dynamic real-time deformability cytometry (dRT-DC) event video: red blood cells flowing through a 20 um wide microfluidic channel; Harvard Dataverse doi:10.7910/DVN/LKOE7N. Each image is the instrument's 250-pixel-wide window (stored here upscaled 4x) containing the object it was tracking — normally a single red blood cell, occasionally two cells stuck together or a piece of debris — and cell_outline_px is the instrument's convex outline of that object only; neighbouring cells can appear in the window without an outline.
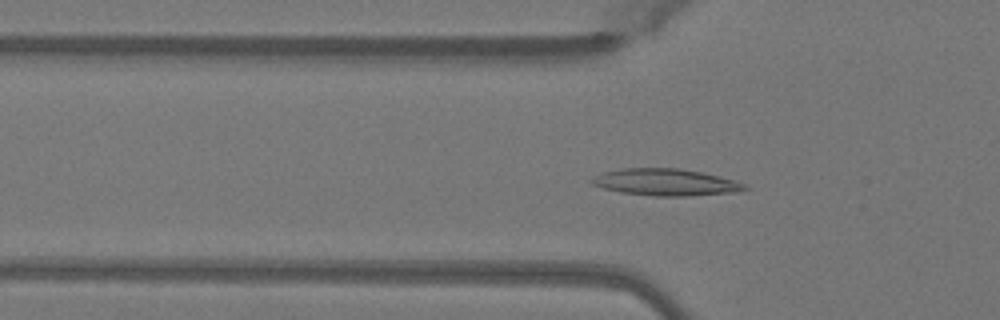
{"species": "Egyptian fruit bat (a non-hibernating species)", "species_latin": "Rousettus aegyptiacus", "temperature_condition": "warm", "stored_images_in_passage": 50, "camera_frame_rate_fps": 3000, "um_per_image_px": 0.085, "animal": {"sex": "female"}, "frame": {"image": 1, "passage_image": 17, "time_ms": 5.333, "image_size_px": [1000, 320], "cell_outline_px": [[748, 188], [736, 192], [688, 196], [652, 196], [620, 192], [604, 188], [592, 184], [588, 180], [592, 176], [604, 172], [624, 168], [680, 168], [700, 172], [736, 180], [748, 184]], "centroid_in_image_um": [56.58, 15.49], "position_along_channel_um": 69.2, "area_um2": 24.04}}
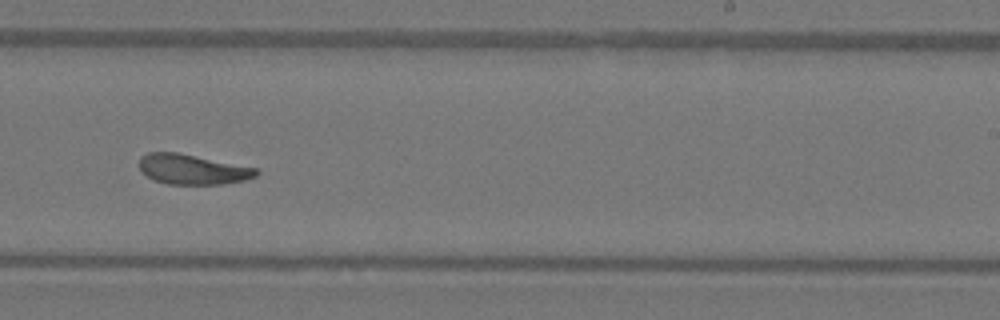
{"frame": {"image": 2, "passage_image": 32, "time_ms": 10.333, "image_size_px": [1000, 320], "cell_outline_px": [[260, 172], [256, 176], [244, 180], [220, 184], [168, 184], [156, 180], [140, 172], [140, 156], [148, 152], [176, 152], [256, 168]], "centroid_in_image_um": [16.33, 14.39], "position_along_channel_um": 272.7, "area_um2": 20.23}}
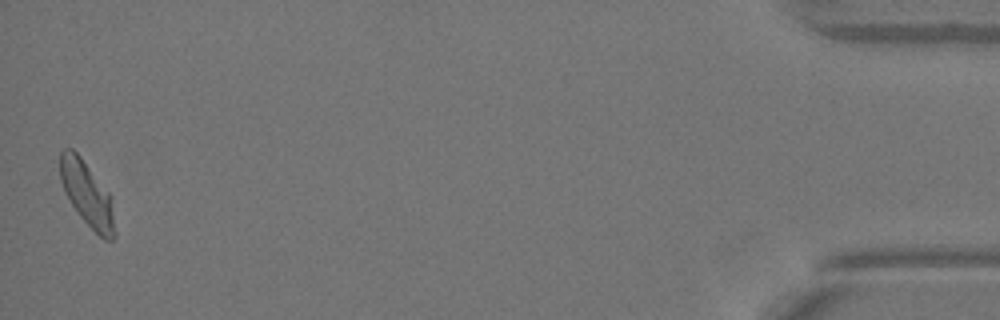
{"frame": {"image": 3, "passage_image": 50, "time_ms": 16.333, "image_size_px": [1000, 320], "cell_outline_px": [[116, 236], [112, 240], [104, 240], [80, 216], [64, 192], [60, 180], [60, 152], [64, 148], [72, 148], [80, 156], [112, 196], [116, 232]], "centroid_in_image_um": [7.43, 16.5], "position_along_channel_um": 427.8, "area_um2": 20.69}, "authors_computed_cell_mechanics": {"area_um2": 21.2993, "velocity_mm_per_s": 4.0731, "shape_relaxation_time_tau1_ms": 5.6173, "shape_relaxation_time_tau2_ms": 3.155, "deformation_change_tau1": 0.1821, "deformation_change_tau2": 0.1016}}